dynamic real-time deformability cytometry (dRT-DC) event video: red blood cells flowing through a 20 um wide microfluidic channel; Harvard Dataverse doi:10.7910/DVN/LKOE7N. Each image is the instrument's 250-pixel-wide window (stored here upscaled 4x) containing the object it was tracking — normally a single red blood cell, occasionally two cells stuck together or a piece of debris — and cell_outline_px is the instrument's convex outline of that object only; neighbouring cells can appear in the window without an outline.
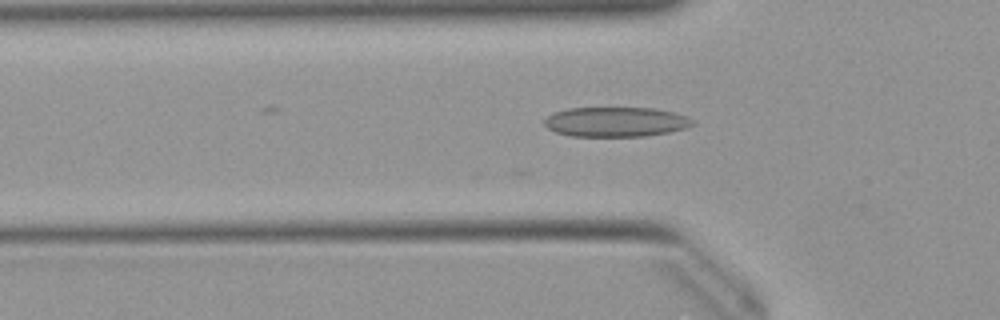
{"species": "Egyptian fruit bat (a non-hibernating species)", "species_latin": "Rousettus aegyptiacus", "temperature_condition": "warm", "stored_images_in_passage": 24, "camera_frame_rate_fps": 3000, "um_per_image_px": 0.085, "animal": {"sex": "female"}, "frame": {"image": 1, "passage_image": 4, "time_ms": 1.0, "image_size_px": [1000, 320], "cell_outline_px": [[696, 124], [688, 128], [668, 132], [644, 136], [572, 136], [556, 132], [548, 128], [544, 124], [544, 120], [548, 116], [556, 112], [568, 108], [652, 108], [672, 112], [684, 116], [692, 120]], "centroid_in_image_um": [52.35, 10.36], "position_along_channel_um": 73.5, "area_um2": 25.49}}
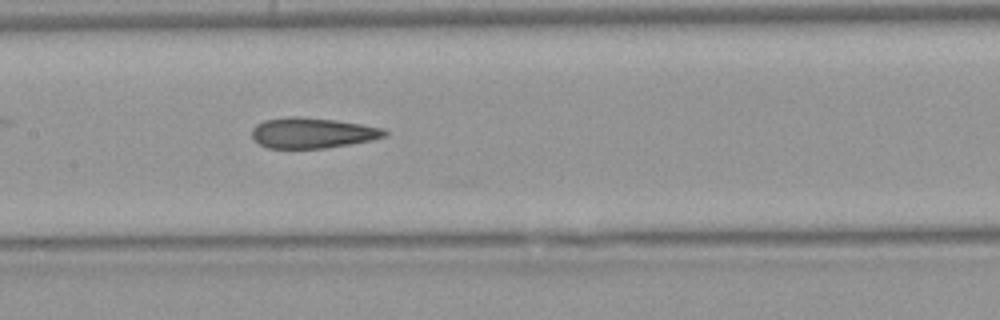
{"frame": {"image": 2, "passage_image": 12, "time_ms": 3.667, "image_size_px": [1000, 320], "cell_outline_px": [[388, 136], [372, 140], [352, 144], [324, 148], [268, 148], [260, 144], [252, 136], [252, 128], [256, 124], [264, 120], [288, 116], [296, 116], [336, 120], [384, 128], [388, 132]], "centroid_in_image_um": [26.58, 11.29], "position_along_channel_um": 180.8, "area_um2": 23.7}}
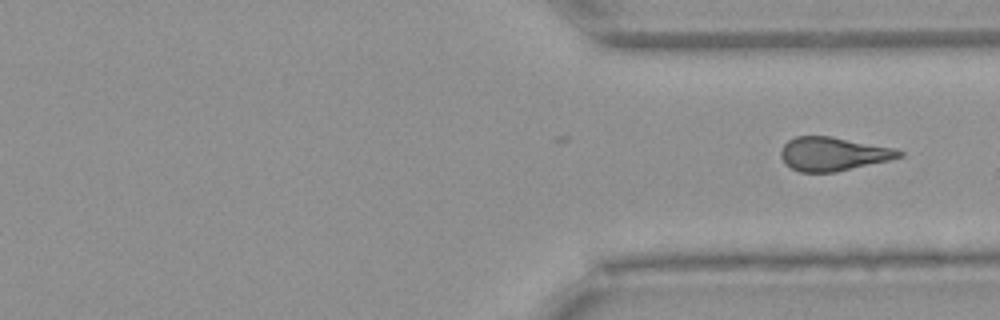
{"frame": {"image": 3, "passage_image": 24, "time_ms": 7.667, "image_size_px": [1000, 320], "cell_outline_px": [[904, 156], [888, 160], [836, 172], [800, 172], [784, 164], [780, 156], [780, 152], [784, 144], [788, 140], [796, 136], [832, 136], [896, 148], [904, 152]], "centroid_in_image_um": [70.81, 13.07], "position_along_channel_um": 340.6, "area_um2": 23.35}}